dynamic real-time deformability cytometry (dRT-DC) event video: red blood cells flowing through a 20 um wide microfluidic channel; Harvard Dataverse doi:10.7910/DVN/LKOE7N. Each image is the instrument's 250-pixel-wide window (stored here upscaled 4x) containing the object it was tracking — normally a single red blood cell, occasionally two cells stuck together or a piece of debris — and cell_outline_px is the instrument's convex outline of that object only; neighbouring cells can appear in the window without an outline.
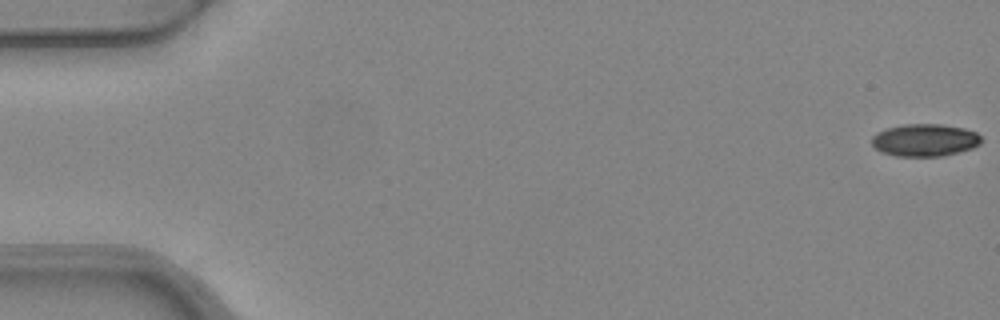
{"species": "common noctule bat (a hibernating species)", "species_latin": "Nyctalus noctula", "temperature_condition": "warm", "stored_images_in_passage": 6, "camera_frame_rate_fps": 3000, "um_per_image_px": 0.085, "animal": {"sex": "female", "body_mass_g": 24.6, "forearm_length_mm": 56.2}, "frame": {"image": 1, "passage_image": 1, "time_ms": 0.0, "image_size_px": [1000, 320], "cell_outline_px": [[984, 140], [980, 144], [972, 148], [940, 156], [896, 156], [880, 152], [872, 144], [872, 136], [876, 132], [888, 128], [904, 124], [940, 124], [964, 128], [976, 132]], "centroid_in_image_um": [78.61, 11.9], "position_along_channel_um": 6.4, "area_um2": 20.69}}
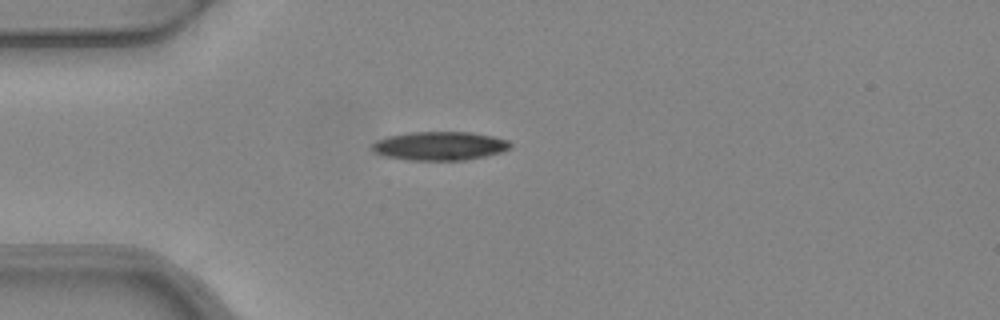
{"frame": {"image": 2, "passage_image": 5, "time_ms": 1.333, "image_size_px": [1000, 320], "cell_outline_px": [[512, 148], [500, 152], [484, 156], [464, 160], [408, 160], [384, 156], [376, 152], [372, 148], [372, 144], [376, 140], [388, 136], [412, 132], [472, 132], [492, 136], [508, 140], [512, 144]], "centroid_in_image_um": [37.39, 12.4], "position_along_channel_um": 47.6, "area_um2": 23.06}}